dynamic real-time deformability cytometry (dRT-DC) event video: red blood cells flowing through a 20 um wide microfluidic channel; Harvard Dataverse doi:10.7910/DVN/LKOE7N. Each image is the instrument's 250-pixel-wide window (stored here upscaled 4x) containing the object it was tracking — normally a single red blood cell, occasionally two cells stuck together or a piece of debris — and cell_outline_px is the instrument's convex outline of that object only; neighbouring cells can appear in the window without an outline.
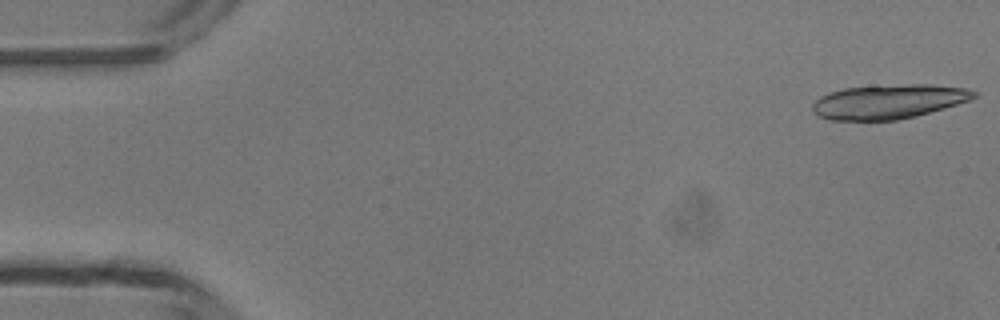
{"species": "common noctule bat (a hibernating species)", "species_latin": "Nyctalus noctula", "temperature_condition": "room temperature", "stored_images_in_passage": 16, "camera_frame_rate_fps": 3000, "um_per_image_px": 0.085, "animal": {"sex": "male", "body_mass_g": 13.3}, "frame": {"image": 1, "passage_image": 1, "time_ms": 0.0, "image_size_px": [1000, 320], "cell_outline_px": [[976, 96], [968, 100], [956, 104], [916, 116], [896, 120], [832, 120], [820, 116], [812, 112], [812, 104], [820, 96], [844, 88], [908, 84], [928, 84], [968, 88], [976, 92]], "centroid_in_image_um": [75.52, 8.63], "position_along_channel_um": 9.5, "area_um2": 31.96}}